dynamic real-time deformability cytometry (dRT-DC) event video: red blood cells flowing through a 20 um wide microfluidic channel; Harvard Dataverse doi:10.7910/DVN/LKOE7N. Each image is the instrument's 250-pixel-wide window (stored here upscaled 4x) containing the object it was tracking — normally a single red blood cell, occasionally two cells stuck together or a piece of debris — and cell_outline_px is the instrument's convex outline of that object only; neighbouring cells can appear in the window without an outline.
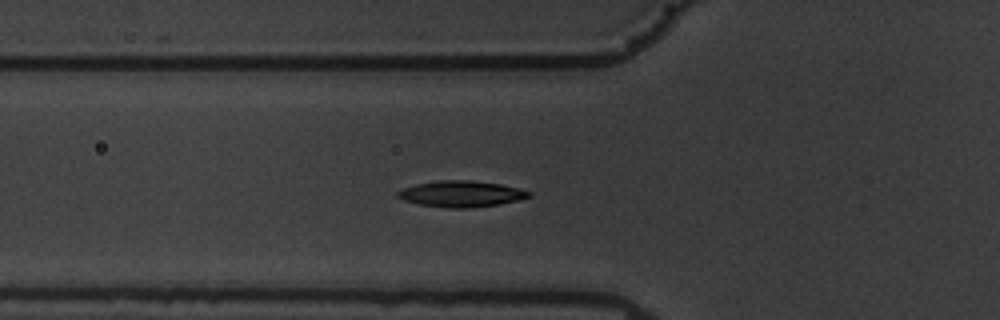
{"species": "common noctule bat (a hibernating species)", "species_latin": "Nyctalus noctula", "temperature_condition": "warm", "stored_images_in_passage": 40, "segment_of_instrument_passage": [1, 2], "camera_frame_rate_fps": 3000, "um_per_image_px": 0.085, "animal": {"sex": "male", "body_mass_g": 19.5, "forearm_length_mm": 54.6}, "frame": {"image": 1, "passage_image": 2, "time_ms": 0.333, "image_size_px": [1000, 320], "cell_outline_px": [[532, 196], [520, 200], [500, 204], [472, 208], [448, 208], [416, 204], [404, 200], [396, 196], [396, 192], [404, 188], [416, 184], [436, 180], [472, 180], [500, 184], [532, 192]], "centroid_in_image_um": [39.2, 16.48], "position_along_channel_um": 86.6, "area_um2": 20.17}}
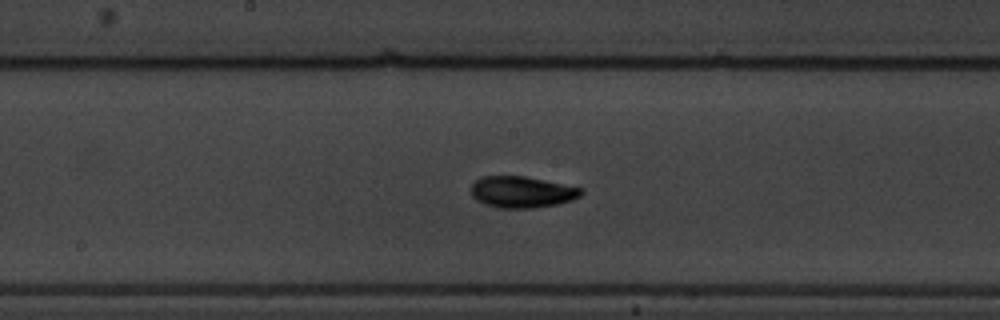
{"frame": {"image": 2, "passage_image": 12, "time_ms": 3.667, "image_size_px": [1000, 320], "cell_outline_px": [[584, 192], [580, 196], [572, 200], [556, 204], [532, 208], [496, 208], [484, 204], [476, 200], [472, 196], [472, 184], [480, 176], [524, 176], [584, 188]], "centroid_in_image_um": [44.36, 16.32], "position_along_channel_um": 203.8, "area_um2": 20.23}}
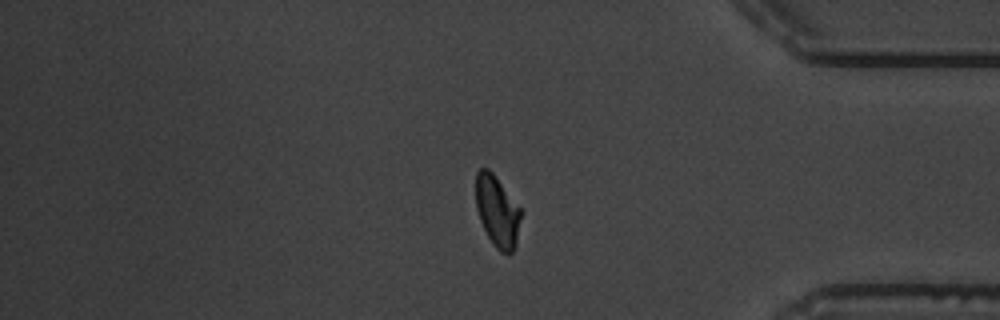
{"frame": {"image": 3, "passage_image": 30, "time_ms": 9.667, "image_size_px": [1000, 320], "cell_outline_px": [[524, 212], [516, 244], [512, 252], [500, 252], [492, 244], [480, 220], [476, 208], [476, 172], [480, 168], [488, 168], [492, 172]], "centroid_in_image_um": [42.29, 17.96], "position_along_channel_um": 392.9, "area_um2": 18.9}}